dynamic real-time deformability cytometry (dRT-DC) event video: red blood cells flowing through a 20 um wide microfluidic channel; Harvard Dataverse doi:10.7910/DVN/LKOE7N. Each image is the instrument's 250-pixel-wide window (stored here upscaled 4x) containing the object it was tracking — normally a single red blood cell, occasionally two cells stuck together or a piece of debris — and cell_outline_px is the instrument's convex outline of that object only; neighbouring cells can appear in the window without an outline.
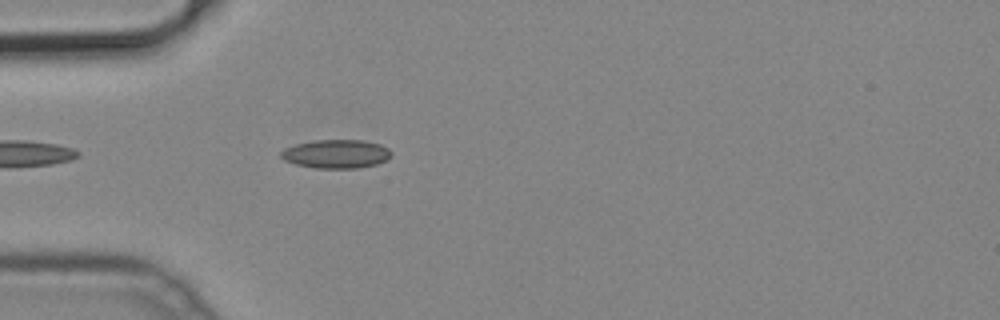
{"species": "common noctule bat (a hibernating species)", "species_latin": "Nyctalus noctula", "temperature_condition": "cold", "stored_images_in_passage": 8, "camera_frame_rate_fps": 3000, "um_per_image_px": 0.085, "animal": {"sex": "male", "body_mass_g": 19.2, "forearm_length_mm": 51.8}, "frame": {"image": 1, "passage_image": 3, "time_ms": 0.667, "image_size_px": [1000, 320], "cell_outline_px": [[392, 156], [388, 160], [376, 164], [356, 168], [316, 168], [296, 164], [284, 160], [280, 156], [280, 152], [284, 148], [296, 144], [316, 140], [364, 140], [380, 144], [388, 148], [392, 152]], "centroid_in_image_um": [28.6, 13.08], "position_along_channel_um": 56.4, "area_um2": 18.5}}